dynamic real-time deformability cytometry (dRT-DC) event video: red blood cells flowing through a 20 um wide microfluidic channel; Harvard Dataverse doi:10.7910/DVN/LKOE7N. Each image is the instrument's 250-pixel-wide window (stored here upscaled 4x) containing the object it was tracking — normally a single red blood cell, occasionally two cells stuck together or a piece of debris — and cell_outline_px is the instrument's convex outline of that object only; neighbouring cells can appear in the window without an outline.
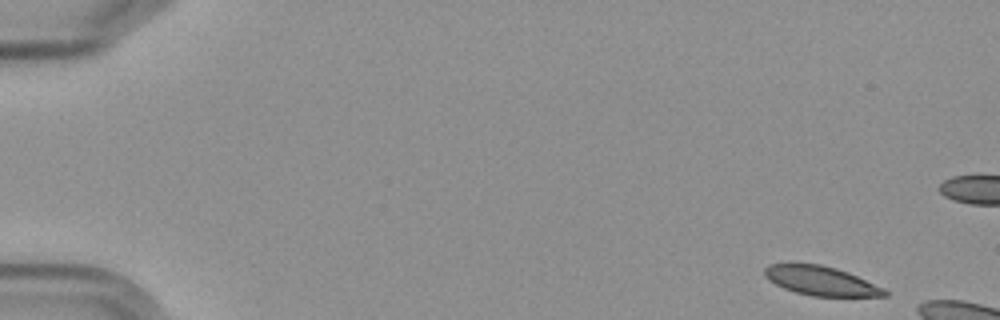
{"species": "Egyptian fruit bat (a non-hibernating species)", "species_latin": "Rousettus aegyptiacus", "temperature_condition": "cold", "stored_images_in_passage": 5, "camera_frame_rate_fps": 3000, "um_per_image_px": 0.085, "frame": {"image": 1, "passage_image": 1, "time_ms": 0.0, "image_size_px": [1000, 320], "cell_outline_px": [[888, 296], [812, 296], [796, 292], [784, 288], [768, 280], [764, 276], [764, 268], [768, 264], [820, 264], [836, 268], [848, 272], [884, 288], [888, 292]], "centroid_in_image_um": [69.78, 23.87], "position_along_channel_um": 15.2, "area_um2": 20.29}}